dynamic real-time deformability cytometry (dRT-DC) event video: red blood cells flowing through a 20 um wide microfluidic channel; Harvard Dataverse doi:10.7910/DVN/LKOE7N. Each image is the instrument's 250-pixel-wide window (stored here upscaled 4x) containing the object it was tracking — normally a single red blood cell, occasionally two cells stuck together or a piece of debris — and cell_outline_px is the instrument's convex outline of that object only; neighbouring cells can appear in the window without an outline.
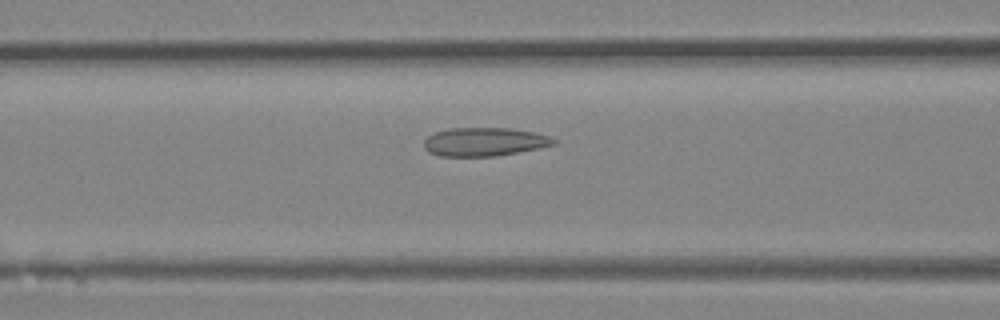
{"species": "Egyptian fruit bat (a non-hibernating species)", "species_latin": "Rousettus aegyptiacus", "temperature_condition": "room temperature", "stored_images_in_passage": 32, "camera_frame_rate_fps": 3000, "um_per_image_px": 0.085, "animal": {"sex": "female"}, "frame": {"image": 1, "passage_image": 9, "time_ms": 2.667, "image_size_px": [1000, 320], "cell_outline_px": [[556, 144], [540, 148], [520, 152], [496, 156], [440, 156], [428, 152], [424, 148], [424, 140], [428, 136], [436, 132], [448, 128], [512, 128], [536, 132], [548, 136], [556, 140]], "centroid_in_image_um": [41.19, 12.05], "position_along_channel_um": 125.4, "area_um2": 21.73}}
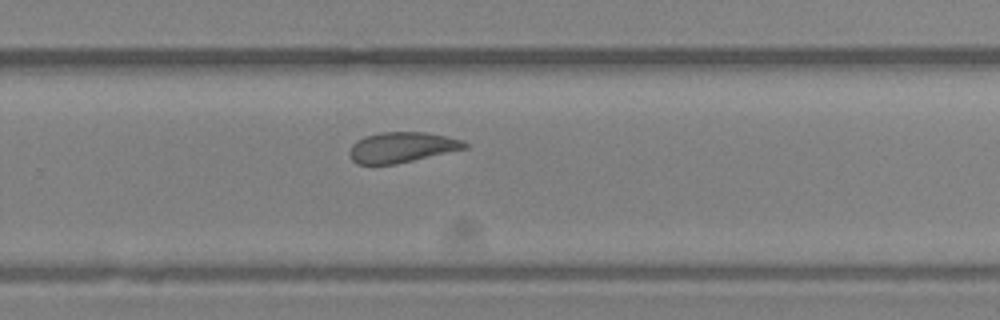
{"frame": {"image": 2, "passage_image": 19, "time_ms": 6.0, "image_size_px": [1000, 320], "cell_outline_px": [[468, 148], [396, 164], [356, 164], [352, 160], [348, 152], [352, 144], [356, 140], [364, 136], [380, 132], [428, 132], [448, 136], [464, 140], [468, 144]], "centroid_in_image_um": [34.17, 12.51], "position_along_channel_um": 295.6, "area_um2": 20.69}}
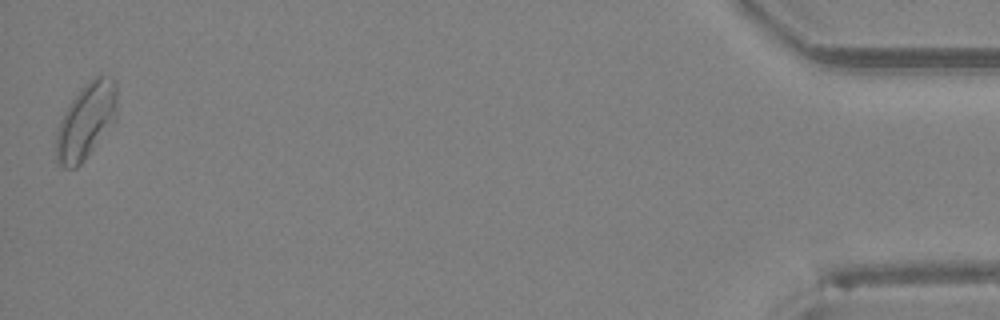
{"frame": {"image": 3, "passage_image": 32, "time_ms": 10.333, "image_size_px": [1000, 320], "cell_outline_px": [[116, 120], [84, 160], [76, 168], [64, 168], [56, 164], [56, 132], [60, 120], [68, 104], [80, 88], [92, 76], [112, 76], [116, 80]], "centroid_in_image_um": [7.3, 10.27], "position_along_channel_um": 427.9, "area_um2": 27.22}}